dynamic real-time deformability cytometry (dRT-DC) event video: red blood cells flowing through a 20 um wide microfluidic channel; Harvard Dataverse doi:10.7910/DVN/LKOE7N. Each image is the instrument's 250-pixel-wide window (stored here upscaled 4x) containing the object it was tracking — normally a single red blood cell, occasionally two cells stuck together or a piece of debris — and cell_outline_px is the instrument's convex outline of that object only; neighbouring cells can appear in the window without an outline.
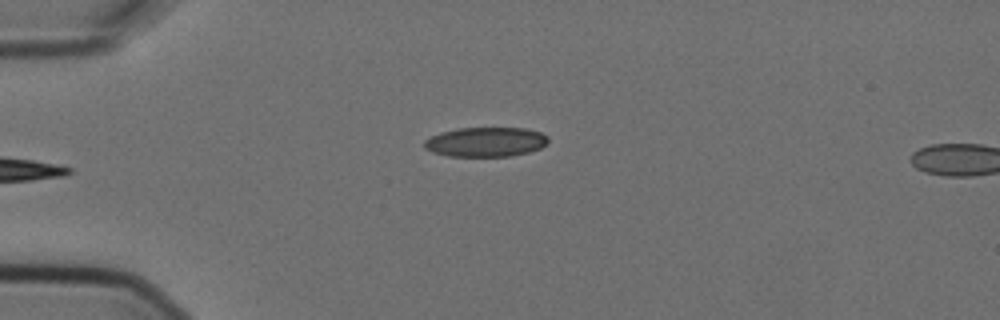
{"species": "Egyptian fruit bat (a non-hibernating species)", "species_latin": "Rousettus aegyptiacus", "temperature_condition": "cold", "stored_images_in_passage": 3, "camera_frame_rate_fps": 3000, "um_per_image_px": 0.085, "animal": {"sex": "female"}, "frame": {"image": 1, "passage_image": 3, "time_ms": 0.667, "image_size_px": [1000, 320], "cell_outline_px": [[548, 140], [540, 148], [528, 152], [512, 156], [448, 156], [432, 152], [424, 148], [424, 140], [440, 132], [460, 128], [524, 128], [540, 132], [548, 136]], "centroid_in_image_um": [41.26, 12.06], "position_along_channel_um": 43.7, "area_um2": 21.27}}